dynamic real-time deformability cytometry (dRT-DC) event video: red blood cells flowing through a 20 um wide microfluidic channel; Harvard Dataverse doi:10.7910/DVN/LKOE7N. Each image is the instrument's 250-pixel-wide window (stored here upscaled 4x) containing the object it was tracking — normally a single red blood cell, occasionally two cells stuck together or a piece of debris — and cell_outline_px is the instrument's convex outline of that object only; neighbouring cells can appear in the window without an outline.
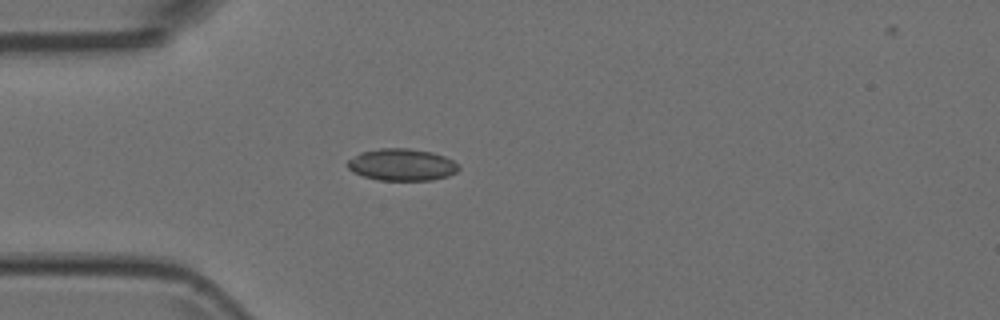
{"species": "Egyptian fruit bat (a non-hibernating species)", "species_latin": "Rousettus aegyptiacus", "temperature_condition": "room temperature", "stored_images_in_passage": 2, "camera_frame_rate_fps": 3000, "um_per_image_px": 0.085, "animal": {"sex": "female"}, "frame": {"image": 1, "passage_image": 2, "time_ms": 0.333, "image_size_px": [1000, 320], "cell_outline_px": [[460, 168], [456, 172], [448, 176], [432, 180], [380, 180], [364, 176], [352, 172], [348, 168], [348, 160], [360, 152], [380, 148], [408, 148], [432, 152], [444, 156], [452, 160]], "centroid_in_image_um": [34.15, 14.0], "position_along_channel_um": 50.9, "area_um2": 20.63}}